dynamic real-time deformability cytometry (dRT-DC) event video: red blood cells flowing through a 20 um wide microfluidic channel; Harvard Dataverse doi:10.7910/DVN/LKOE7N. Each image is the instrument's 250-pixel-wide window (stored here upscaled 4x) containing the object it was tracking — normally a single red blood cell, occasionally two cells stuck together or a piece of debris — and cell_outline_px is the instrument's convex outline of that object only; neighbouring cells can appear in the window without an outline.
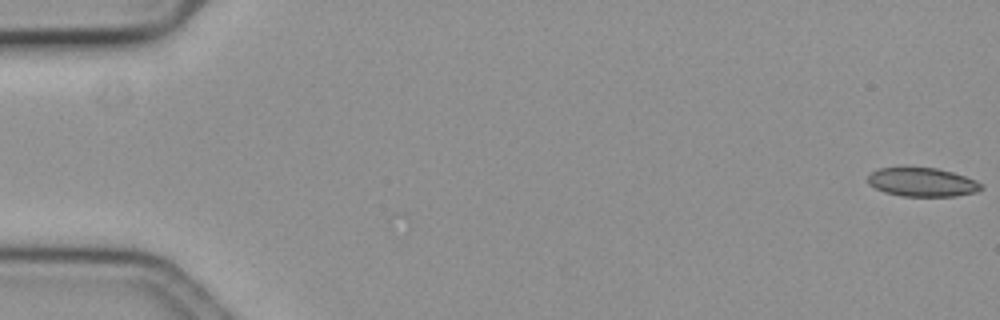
{"species": "common noctule bat (a hibernating species)", "species_latin": "Nyctalus noctula", "temperature_condition": "cold", "stored_images_in_passage": 2, "camera_frame_rate_fps": 3000, "um_per_image_px": 0.085, "animal": {"sex": "female", "body_mass_g": 19.3, "forearm_length_mm": 54.1}, "frame": {"image": 1, "passage_image": 2, "time_ms": 0.333, "image_size_px": [1000, 320], "cell_outline_px": [[984, 188], [976, 192], [956, 196], [904, 196], [884, 192], [868, 184], [868, 176], [872, 172], [880, 168], [936, 168], [952, 172], [976, 180], [984, 184]], "centroid_in_image_um": [78.43, 15.49], "position_along_channel_um": 6.6, "area_um2": 18.9}}